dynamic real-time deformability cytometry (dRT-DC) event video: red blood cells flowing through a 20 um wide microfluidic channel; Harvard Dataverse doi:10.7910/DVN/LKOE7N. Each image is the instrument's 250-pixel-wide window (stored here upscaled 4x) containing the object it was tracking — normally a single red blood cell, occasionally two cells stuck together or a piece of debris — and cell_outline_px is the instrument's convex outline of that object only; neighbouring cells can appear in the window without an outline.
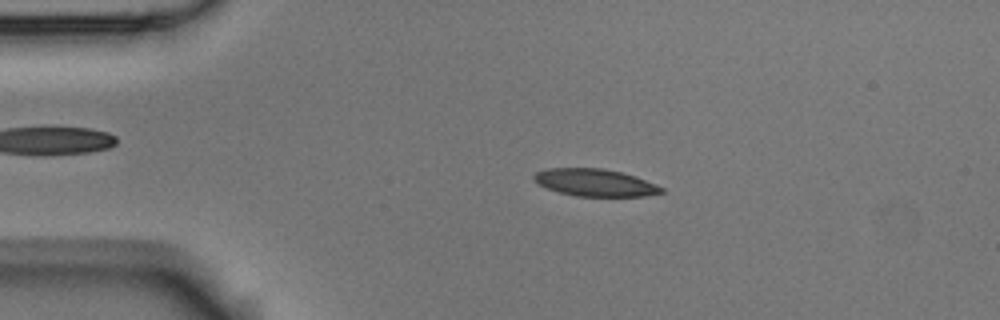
{"species": "Egyptian fruit bat (a non-hibernating species)", "species_latin": "Rousettus aegyptiacus", "temperature_condition": "room temperature", "stored_images_in_passage": 56, "camera_frame_rate_fps": 3000, "um_per_image_px": 0.085, "animal": {"sex": "male"}, "frame": {"image": 1, "passage_image": 11, "time_ms": 3.333, "image_size_px": [1000, 320], "cell_outline_px": [[664, 192], [644, 196], [576, 196], [560, 192], [536, 184], [532, 180], [532, 176], [536, 172], [548, 168], [604, 168], [636, 176], [656, 184], [664, 188]], "centroid_in_image_um": [50.56, 15.51], "position_along_channel_um": 34.4, "area_um2": 20.35}}
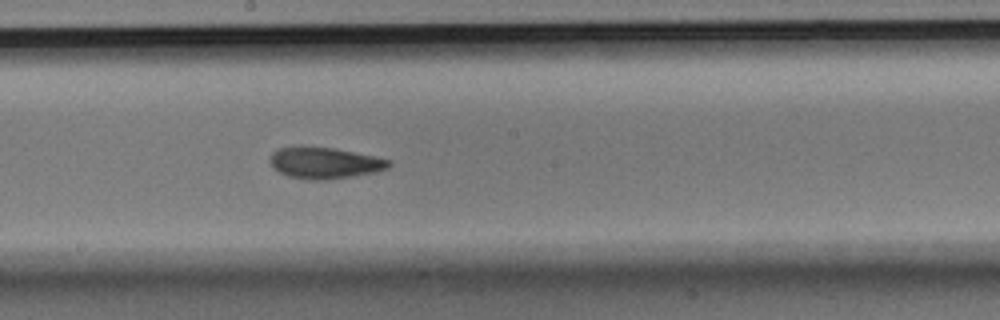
{"frame": {"image": 2, "passage_image": 30, "time_ms": 9.667, "image_size_px": [1000, 320], "cell_outline_px": [[392, 164], [388, 168], [376, 172], [352, 176], [324, 180], [308, 180], [288, 176], [280, 172], [268, 160], [272, 152], [276, 148], [300, 144], [332, 148], [392, 160]], "centroid_in_image_um": [27.55, 13.82], "position_along_channel_um": 220.7, "area_um2": 22.02}}
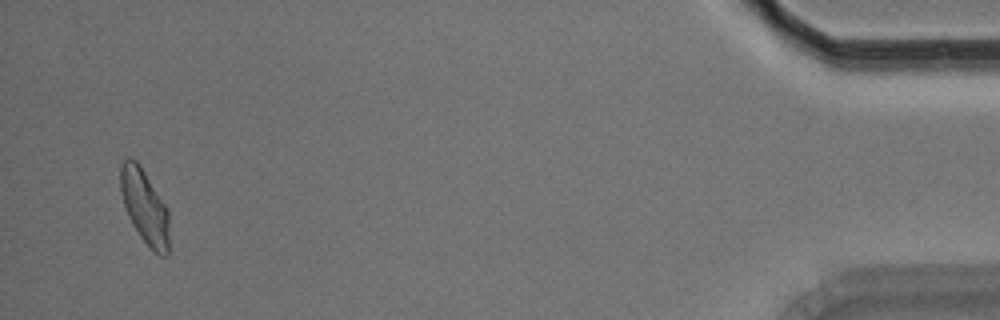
{"frame": {"image": 3, "passage_image": 54, "time_ms": 17.667, "image_size_px": [1000, 320], "cell_outline_px": [[168, 256], [160, 256], [140, 236], [132, 224], [128, 216], [120, 192], [120, 168], [124, 160], [128, 156], [136, 160], [140, 164], [168, 208]], "centroid_in_image_um": [12.29, 17.52], "position_along_channel_um": 422.9, "area_um2": 21.04}, "authors_computed_cell_mechanics": {"area_um2": 21.1548, "velocity_mm_per_s": 3.5487, "shape_relaxation_time_tau1_ms": 3.8261, "shape_relaxation_time_tau2_ms": 2.4328, "deformation_change_tau1": 0.1517, "deformation_change_tau2": 0.0968}}